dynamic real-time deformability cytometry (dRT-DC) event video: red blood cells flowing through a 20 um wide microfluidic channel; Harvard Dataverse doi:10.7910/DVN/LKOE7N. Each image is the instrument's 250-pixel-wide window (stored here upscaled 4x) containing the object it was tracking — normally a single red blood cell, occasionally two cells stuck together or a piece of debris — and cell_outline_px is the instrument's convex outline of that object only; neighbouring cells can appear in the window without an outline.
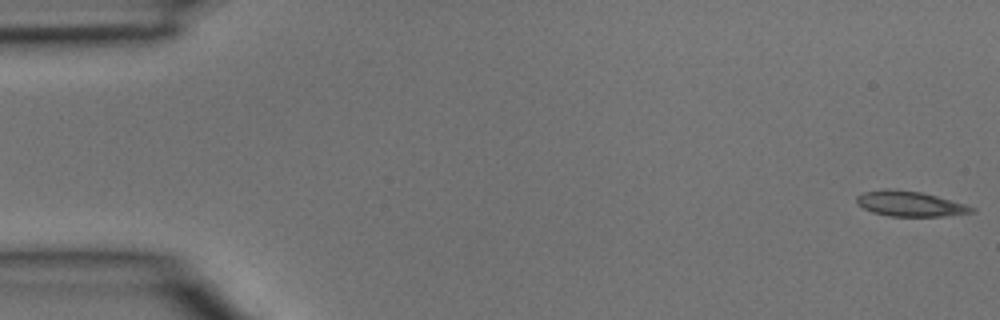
{"species": "common noctule bat (a hibernating species)", "species_latin": "Nyctalus noctula", "temperature_condition": "room temperature", "stored_images_in_passage": 5, "segment_of_instrument_passage": [1, 2], "camera_frame_rate_fps": 3000, "um_per_image_px": 0.085, "animal": {"sex": "male", "body_mass_g": 15.6}, "frame": {"image": 1, "passage_image": 1, "time_ms": 0.0, "image_size_px": [1000, 320], "cell_outline_px": [[976, 212], [944, 216], [888, 216], [872, 212], [856, 204], [856, 196], [864, 192], [884, 188], [888, 188], [920, 192], [936, 196], [964, 204], [976, 208]], "centroid_in_image_um": [77.31, 17.32], "position_along_channel_um": 7.7, "area_um2": 16.88}}
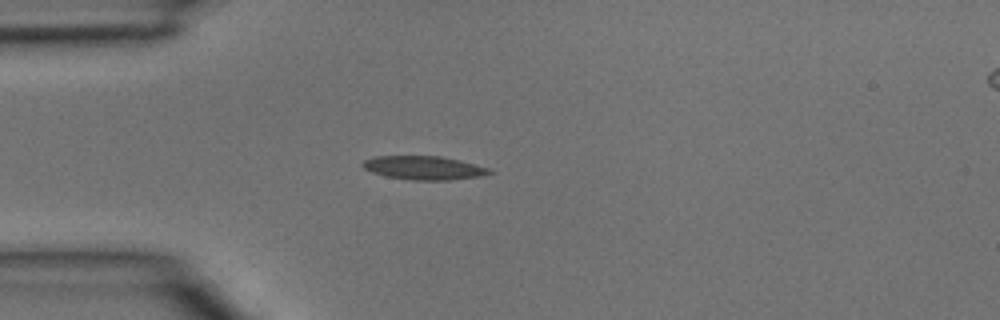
{"frame": {"image": 2, "passage_image": 4, "time_ms": 1.0, "image_size_px": [1000, 320], "cell_outline_px": [[496, 172], [480, 176], [452, 180], [412, 180], [384, 176], [372, 172], [364, 168], [360, 164], [364, 160], [372, 156], [440, 156], [460, 160], [488, 168]], "centroid_in_image_um": [36.01, 14.26], "position_along_channel_um": 49.0, "area_um2": 17.57}}